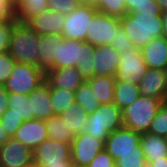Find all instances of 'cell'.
Wrapping results in <instances>:
<instances>
[{
    "label": "cell",
    "instance_id": "cell-1",
    "mask_svg": "<svg viewBox=\"0 0 167 167\" xmlns=\"http://www.w3.org/2000/svg\"><path fill=\"white\" fill-rule=\"evenodd\" d=\"M94 51L95 46L85 41L62 38L57 42L53 69L76 67L86 81L94 76V64L92 63Z\"/></svg>",
    "mask_w": 167,
    "mask_h": 167
},
{
    "label": "cell",
    "instance_id": "cell-2",
    "mask_svg": "<svg viewBox=\"0 0 167 167\" xmlns=\"http://www.w3.org/2000/svg\"><path fill=\"white\" fill-rule=\"evenodd\" d=\"M8 52L16 63L39 68L40 35L25 22L13 20Z\"/></svg>",
    "mask_w": 167,
    "mask_h": 167
},
{
    "label": "cell",
    "instance_id": "cell-3",
    "mask_svg": "<svg viewBox=\"0 0 167 167\" xmlns=\"http://www.w3.org/2000/svg\"><path fill=\"white\" fill-rule=\"evenodd\" d=\"M121 29L132 40L134 47L141 50L151 40L163 37L162 16L154 13H128L120 18Z\"/></svg>",
    "mask_w": 167,
    "mask_h": 167
},
{
    "label": "cell",
    "instance_id": "cell-4",
    "mask_svg": "<svg viewBox=\"0 0 167 167\" xmlns=\"http://www.w3.org/2000/svg\"><path fill=\"white\" fill-rule=\"evenodd\" d=\"M124 126L120 108L114 103L102 104L93 113L88 114L83 132L106 141L109 134Z\"/></svg>",
    "mask_w": 167,
    "mask_h": 167
},
{
    "label": "cell",
    "instance_id": "cell-5",
    "mask_svg": "<svg viewBox=\"0 0 167 167\" xmlns=\"http://www.w3.org/2000/svg\"><path fill=\"white\" fill-rule=\"evenodd\" d=\"M162 104L160 99L140 95L122 111L124 126L140 134L147 133Z\"/></svg>",
    "mask_w": 167,
    "mask_h": 167
},
{
    "label": "cell",
    "instance_id": "cell-6",
    "mask_svg": "<svg viewBox=\"0 0 167 167\" xmlns=\"http://www.w3.org/2000/svg\"><path fill=\"white\" fill-rule=\"evenodd\" d=\"M45 81V72L40 68L15 63L11 76L4 83L8 93L29 95Z\"/></svg>",
    "mask_w": 167,
    "mask_h": 167
},
{
    "label": "cell",
    "instance_id": "cell-7",
    "mask_svg": "<svg viewBox=\"0 0 167 167\" xmlns=\"http://www.w3.org/2000/svg\"><path fill=\"white\" fill-rule=\"evenodd\" d=\"M120 28V18L97 12L87 28L85 42L93 46L110 45Z\"/></svg>",
    "mask_w": 167,
    "mask_h": 167
},
{
    "label": "cell",
    "instance_id": "cell-8",
    "mask_svg": "<svg viewBox=\"0 0 167 167\" xmlns=\"http://www.w3.org/2000/svg\"><path fill=\"white\" fill-rule=\"evenodd\" d=\"M97 12L95 7L80 5L65 15L62 38L85 41L87 28Z\"/></svg>",
    "mask_w": 167,
    "mask_h": 167
},
{
    "label": "cell",
    "instance_id": "cell-9",
    "mask_svg": "<svg viewBox=\"0 0 167 167\" xmlns=\"http://www.w3.org/2000/svg\"><path fill=\"white\" fill-rule=\"evenodd\" d=\"M104 145V141L87 133L77 134L71 144L72 163L75 167H87L98 152L104 150Z\"/></svg>",
    "mask_w": 167,
    "mask_h": 167
},
{
    "label": "cell",
    "instance_id": "cell-10",
    "mask_svg": "<svg viewBox=\"0 0 167 167\" xmlns=\"http://www.w3.org/2000/svg\"><path fill=\"white\" fill-rule=\"evenodd\" d=\"M146 70L147 65L143 60L141 51L134 48L129 50L127 54H120L115 78L119 81L138 85Z\"/></svg>",
    "mask_w": 167,
    "mask_h": 167
},
{
    "label": "cell",
    "instance_id": "cell-11",
    "mask_svg": "<svg viewBox=\"0 0 167 167\" xmlns=\"http://www.w3.org/2000/svg\"><path fill=\"white\" fill-rule=\"evenodd\" d=\"M140 138V133L122 126L109 134L104 149L116 160L122 154L135 153L140 146Z\"/></svg>",
    "mask_w": 167,
    "mask_h": 167
},
{
    "label": "cell",
    "instance_id": "cell-12",
    "mask_svg": "<svg viewBox=\"0 0 167 167\" xmlns=\"http://www.w3.org/2000/svg\"><path fill=\"white\" fill-rule=\"evenodd\" d=\"M33 157L42 167L67 163L71 161V144L47 138L33 151Z\"/></svg>",
    "mask_w": 167,
    "mask_h": 167
},
{
    "label": "cell",
    "instance_id": "cell-13",
    "mask_svg": "<svg viewBox=\"0 0 167 167\" xmlns=\"http://www.w3.org/2000/svg\"><path fill=\"white\" fill-rule=\"evenodd\" d=\"M33 160V151L13 137L0 146V167H24Z\"/></svg>",
    "mask_w": 167,
    "mask_h": 167
},
{
    "label": "cell",
    "instance_id": "cell-14",
    "mask_svg": "<svg viewBox=\"0 0 167 167\" xmlns=\"http://www.w3.org/2000/svg\"><path fill=\"white\" fill-rule=\"evenodd\" d=\"M64 21L65 15L47 9L39 14L33 15L25 23L40 36H43L61 35Z\"/></svg>",
    "mask_w": 167,
    "mask_h": 167
},
{
    "label": "cell",
    "instance_id": "cell-15",
    "mask_svg": "<svg viewBox=\"0 0 167 167\" xmlns=\"http://www.w3.org/2000/svg\"><path fill=\"white\" fill-rule=\"evenodd\" d=\"M13 138L34 151L48 138L45 120L33 119L24 121L16 130Z\"/></svg>",
    "mask_w": 167,
    "mask_h": 167
},
{
    "label": "cell",
    "instance_id": "cell-16",
    "mask_svg": "<svg viewBox=\"0 0 167 167\" xmlns=\"http://www.w3.org/2000/svg\"><path fill=\"white\" fill-rule=\"evenodd\" d=\"M166 70L147 69L138 84L140 95L160 99L163 103L167 99Z\"/></svg>",
    "mask_w": 167,
    "mask_h": 167
},
{
    "label": "cell",
    "instance_id": "cell-17",
    "mask_svg": "<svg viewBox=\"0 0 167 167\" xmlns=\"http://www.w3.org/2000/svg\"><path fill=\"white\" fill-rule=\"evenodd\" d=\"M120 53L111 45L95 46L92 63L94 76H115Z\"/></svg>",
    "mask_w": 167,
    "mask_h": 167
},
{
    "label": "cell",
    "instance_id": "cell-18",
    "mask_svg": "<svg viewBox=\"0 0 167 167\" xmlns=\"http://www.w3.org/2000/svg\"><path fill=\"white\" fill-rule=\"evenodd\" d=\"M45 81L50 88H63L75 92L85 79L77 71L76 67H66L46 71Z\"/></svg>",
    "mask_w": 167,
    "mask_h": 167
},
{
    "label": "cell",
    "instance_id": "cell-19",
    "mask_svg": "<svg viewBox=\"0 0 167 167\" xmlns=\"http://www.w3.org/2000/svg\"><path fill=\"white\" fill-rule=\"evenodd\" d=\"M140 51L147 69L167 70V39L165 37L151 40Z\"/></svg>",
    "mask_w": 167,
    "mask_h": 167
},
{
    "label": "cell",
    "instance_id": "cell-20",
    "mask_svg": "<svg viewBox=\"0 0 167 167\" xmlns=\"http://www.w3.org/2000/svg\"><path fill=\"white\" fill-rule=\"evenodd\" d=\"M28 99L31 102L34 119L46 120L54 115L51 107L50 87L46 81L31 92Z\"/></svg>",
    "mask_w": 167,
    "mask_h": 167
},
{
    "label": "cell",
    "instance_id": "cell-21",
    "mask_svg": "<svg viewBox=\"0 0 167 167\" xmlns=\"http://www.w3.org/2000/svg\"><path fill=\"white\" fill-rule=\"evenodd\" d=\"M140 147L148 163L154 160H164L167 158V139L162 136L142 133Z\"/></svg>",
    "mask_w": 167,
    "mask_h": 167
},
{
    "label": "cell",
    "instance_id": "cell-22",
    "mask_svg": "<svg viewBox=\"0 0 167 167\" xmlns=\"http://www.w3.org/2000/svg\"><path fill=\"white\" fill-rule=\"evenodd\" d=\"M86 81L101 105L114 101L115 76H93Z\"/></svg>",
    "mask_w": 167,
    "mask_h": 167
},
{
    "label": "cell",
    "instance_id": "cell-23",
    "mask_svg": "<svg viewBox=\"0 0 167 167\" xmlns=\"http://www.w3.org/2000/svg\"><path fill=\"white\" fill-rule=\"evenodd\" d=\"M61 39V35L40 36L39 68L44 72L53 69V61L56 58L57 42Z\"/></svg>",
    "mask_w": 167,
    "mask_h": 167
},
{
    "label": "cell",
    "instance_id": "cell-24",
    "mask_svg": "<svg viewBox=\"0 0 167 167\" xmlns=\"http://www.w3.org/2000/svg\"><path fill=\"white\" fill-rule=\"evenodd\" d=\"M45 124L48 138L65 144H72L76 135L59 115H53L46 119Z\"/></svg>",
    "mask_w": 167,
    "mask_h": 167
},
{
    "label": "cell",
    "instance_id": "cell-25",
    "mask_svg": "<svg viewBox=\"0 0 167 167\" xmlns=\"http://www.w3.org/2000/svg\"><path fill=\"white\" fill-rule=\"evenodd\" d=\"M114 103L121 111L140 97L138 85L119 81L116 79L114 86Z\"/></svg>",
    "mask_w": 167,
    "mask_h": 167
},
{
    "label": "cell",
    "instance_id": "cell-26",
    "mask_svg": "<svg viewBox=\"0 0 167 167\" xmlns=\"http://www.w3.org/2000/svg\"><path fill=\"white\" fill-rule=\"evenodd\" d=\"M59 116L75 135L83 132L88 119V114L80 108L76 101L70 104Z\"/></svg>",
    "mask_w": 167,
    "mask_h": 167
},
{
    "label": "cell",
    "instance_id": "cell-27",
    "mask_svg": "<svg viewBox=\"0 0 167 167\" xmlns=\"http://www.w3.org/2000/svg\"><path fill=\"white\" fill-rule=\"evenodd\" d=\"M8 102L7 115H14L24 121L34 119L28 95L9 93Z\"/></svg>",
    "mask_w": 167,
    "mask_h": 167
},
{
    "label": "cell",
    "instance_id": "cell-28",
    "mask_svg": "<svg viewBox=\"0 0 167 167\" xmlns=\"http://www.w3.org/2000/svg\"><path fill=\"white\" fill-rule=\"evenodd\" d=\"M47 9V0H16L14 17L17 21L26 22L33 15Z\"/></svg>",
    "mask_w": 167,
    "mask_h": 167
},
{
    "label": "cell",
    "instance_id": "cell-29",
    "mask_svg": "<svg viewBox=\"0 0 167 167\" xmlns=\"http://www.w3.org/2000/svg\"><path fill=\"white\" fill-rule=\"evenodd\" d=\"M74 94L75 101L80 105V108L87 114L93 113L101 106L87 81H84L74 92Z\"/></svg>",
    "mask_w": 167,
    "mask_h": 167
},
{
    "label": "cell",
    "instance_id": "cell-30",
    "mask_svg": "<svg viewBox=\"0 0 167 167\" xmlns=\"http://www.w3.org/2000/svg\"><path fill=\"white\" fill-rule=\"evenodd\" d=\"M51 107L54 115H60L70 104L75 102L74 91L63 88H50Z\"/></svg>",
    "mask_w": 167,
    "mask_h": 167
},
{
    "label": "cell",
    "instance_id": "cell-31",
    "mask_svg": "<svg viewBox=\"0 0 167 167\" xmlns=\"http://www.w3.org/2000/svg\"><path fill=\"white\" fill-rule=\"evenodd\" d=\"M128 13H154V16H160L162 10L156 0H125Z\"/></svg>",
    "mask_w": 167,
    "mask_h": 167
},
{
    "label": "cell",
    "instance_id": "cell-32",
    "mask_svg": "<svg viewBox=\"0 0 167 167\" xmlns=\"http://www.w3.org/2000/svg\"><path fill=\"white\" fill-rule=\"evenodd\" d=\"M141 147L135 149V153L122 154L115 160V167H148Z\"/></svg>",
    "mask_w": 167,
    "mask_h": 167
},
{
    "label": "cell",
    "instance_id": "cell-33",
    "mask_svg": "<svg viewBox=\"0 0 167 167\" xmlns=\"http://www.w3.org/2000/svg\"><path fill=\"white\" fill-rule=\"evenodd\" d=\"M95 8L99 13L116 16L118 18L128 14L125 0H101Z\"/></svg>",
    "mask_w": 167,
    "mask_h": 167
},
{
    "label": "cell",
    "instance_id": "cell-34",
    "mask_svg": "<svg viewBox=\"0 0 167 167\" xmlns=\"http://www.w3.org/2000/svg\"><path fill=\"white\" fill-rule=\"evenodd\" d=\"M150 134L167 136V104L164 102L158 109L157 114L151 122L148 130Z\"/></svg>",
    "mask_w": 167,
    "mask_h": 167
},
{
    "label": "cell",
    "instance_id": "cell-35",
    "mask_svg": "<svg viewBox=\"0 0 167 167\" xmlns=\"http://www.w3.org/2000/svg\"><path fill=\"white\" fill-rule=\"evenodd\" d=\"M79 6L77 0H47V8L61 15H68Z\"/></svg>",
    "mask_w": 167,
    "mask_h": 167
},
{
    "label": "cell",
    "instance_id": "cell-36",
    "mask_svg": "<svg viewBox=\"0 0 167 167\" xmlns=\"http://www.w3.org/2000/svg\"><path fill=\"white\" fill-rule=\"evenodd\" d=\"M16 61L10 56L9 52L0 54V85H4L11 76Z\"/></svg>",
    "mask_w": 167,
    "mask_h": 167
},
{
    "label": "cell",
    "instance_id": "cell-37",
    "mask_svg": "<svg viewBox=\"0 0 167 167\" xmlns=\"http://www.w3.org/2000/svg\"><path fill=\"white\" fill-rule=\"evenodd\" d=\"M110 45L120 54H127L129 50L135 48L132 40L121 28L119 30V34L116 35Z\"/></svg>",
    "mask_w": 167,
    "mask_h": 167
},
{
    "label": "cell",
    "instance_id": "cell-38",
    "mask_svg": "<svg viewBox=\"0 0 167 167\" xmlns=\"http://www.w3.org/2000/svg\"><path fill=\"white\" fill-rule=\"evenodd\" d=\"M0 122L2 127L6 130V133L9 135L10 138H12L16 130L24 122V120L14 115H7V110H6L0 116Z\"/></svg>",
    "mask_w": 167,
    "mask_h": 167
},
{
    "label": "cell",
    "instance_id": "cell-39",
    "mask_svg": "<svg viewBox=\"0 0 167 167\" xmlns=\"http://www.w3.org/2000/svg\"><path fill=\"white\" fill-rule=\"evenodd\" d=\"M13 20L0 21V54L8 52Z\"/></svg>",
    "mask_w": 167,
    "mask_h": 167
},
{
    "label": "cell",
    "instance_id": "cell-40",
    "mask_svg": "<svg viewBox=\"0 0 167 167\" xmlns=\"http://www.w3.org/2000/svg\"><path fill=\"white\" fill-rule=\"evenodd\" d=\"M87 167H115V160L104 149L95 156Z\"/></svg>",
    "mask_w": 167,
    "mask_h": 167
},
{
    "label": "cell",
    "instance_id": "cell-41",
    "mask_svg": "<svg viewBox=\"0 0 167 167\" xmlns=\"http://www.w3.org/2000/svg\"><path fill=\"white\" fill-rule=\"evenodd\" d=\"M15 20L14 6L8 0H0V21Z\"/></svg>",
    "mask_w": 167,
    "mask_h": 167
},
{
    "label": "cell",
    "instance_id": "cell-42",
    "mask_svg": "<svg viewBox=\"0 0 167 167\" xmlns=\"http://www.w3.org/2000/svg\"><path fill=\"white\" fill-rule=\"evenodd\" d=\"M8 92L0 85V116L8 109Z\"/></svg>",
    "mask_w": 167,
    "mask_h": 167
},
{
    "label": "cell",
    "instance_id": "cell-43",
    "mask_svg": "<svg viewBox=\"0 0 167 167\" xmlns=\"http://www.w3.org/2000/svg\"><path fill=\"white\" fill-rule=\"evenodd\" d=\"M9 139V135L6 133V130L2 127L0 122V146H2Z\"/></svg>",
    "mask_w": 167,
    "mask_h": 167
},
{
    "label": "cell",
    "instance_id": "cell-44",
    "mask_svg": "<svg viewBox=\"0 0 167 167\" xmlns=\"http://www.w3.org/2000/svg\"><path fill=\"white\" fill-rule=\"evenodd\" d=\"M80 5L96 7L101 0H77Z\"/></svg>",
    "mask_w": 167,
    "mask_h": 167
},
{
    "label": "cell",
    "instance_id": "cell-45",
    "mask_svg": "<svg viewBox=\"0 0 167 167\" xmlns=\"http://www.w3.org/2000/svg\"><path fill=\"white\" fill-rule=\"evenodd\" d=\"M148 167H167V158H164V160H154L149 163Z\"/></svg>",
    "mask_w": 167,
    "mask_h": 167
},
{
    "label": "cell",
    "instance_id": "cell-46",
    "mask_svg": "<svg viewBox=\"0 0 167 167\" xmlns=\"http://www.w3.org/2000/svg\"><path fill=\"white\" fill-rule=\"evenodd\" d=\"M162 23H163V37L167 39V12L162 13Z\"/></svg>",
    "mask_w": 167,
    "mask_h": 167
},
{
    "label": "cell",
    "instance_id": "cell-47",
    "mask_svg": "<svg viewBox=\"0 0 167 167\" xmlns=\"http://www.w3.org/2000/svg\"><path fill=\"white\" fill-rule=\"evenodd\" d=\"M156 2L160 5L162 13L167 12V0H156Z\"/></svg>",
    "mask_w": 167,
    "mask_h": 167
},
{
    "label": "cell",
    "instance_id": "cell-48",
    "mask_svg": "<svg viewBox=\"0 0 167 167\" xmlns=\"http://www.w3.org/2000/svg\"><path fill=\"white\" fill-rule=\"evenodd\" d=\"M46 167H75L72 161H69L67 163H60L59 165H47Z\"/></svg>",
    "mask_w": 167,
    "mask_h": 167
},
{
    "label": "cell",
    "instance_id": "cell-49",
    "mask_svg": "<svg viewBox=\"0 0 167 167\" xmlns=\"http://www.w3.org/2000/svg\"><path fill=\"white\" fill-rule=\"evenodd\" d=\"M24 167H42L38 162H35L34 160L30 162L29 164L25 165Z\"/></svg>",
    "mask_w": 167,
    "mask_h": 167
},
{
    "label": "cell",
    "instance_id": "cell-50",
    "mask_svg": "<svg viewBox=\"0 0 167 167\" xmlns=\"http://www.w3.org/2000/svg\"><path fill=\"white\" fill-rule=\"evenodd\" d=\"M14 6V0H8Z\"/></svg>",
    "mask_w": 167,
    "mask_h": 167
},
{
    "label": "cell",
    "instance_id": "cell-51",
    "mask_svg": "<svg viewBox=\"0 0 167 167\" xmlns=\"http://www.w3.org/2000/svg\"><path fill=\"white\" fill-rule=\"evenodd\" d=\"M166 84H167V70H166ZM166 87H167V85H166Z\"/></svg>",
    "mask_w": 167,
    "mask_h": 167
}]
</instances>
